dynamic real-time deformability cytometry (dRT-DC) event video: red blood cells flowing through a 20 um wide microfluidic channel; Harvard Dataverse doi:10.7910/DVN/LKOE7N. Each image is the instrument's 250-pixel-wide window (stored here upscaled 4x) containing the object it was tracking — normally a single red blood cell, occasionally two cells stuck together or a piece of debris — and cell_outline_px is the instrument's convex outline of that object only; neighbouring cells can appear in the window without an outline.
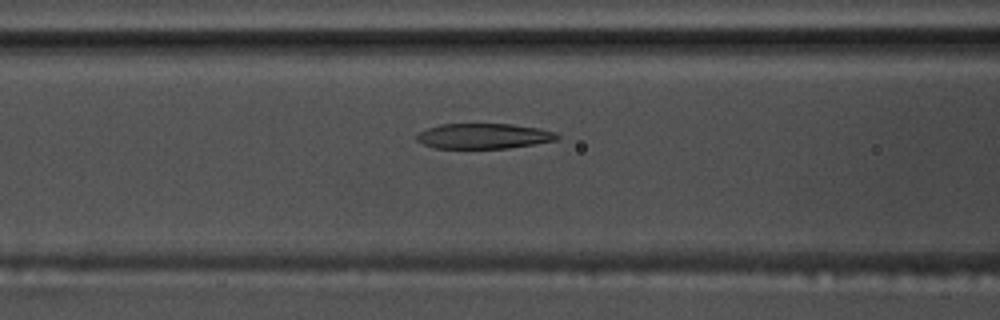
{"species": "common noctule bat (a hibernating species)", "species_latin": "Nyctalus noctula", "temperature_condition": "warm", "stored_images_in_passage": 56, "camera_frame_rate_fps": 3000, "um_per_image_px": 0.085, "animal": {"sex": "male", "body_mass_g": 17.5, "forearm_length_mm": 52.3}, "frame": {"image": 1, "passage_image": 23, "time_ms": 7.333, "image_size_px": [1000, 320], "cell_outline_px": [[560, 140], [508, 148], [432, 148], [416, 140], [416, 136], [420, 132], [428, 128], [440, 124], [512, 124], [540, 128], [556, 132], [560, 136]], "centroid_in_image_um": [41.16, 11.56], "position_along_channel_um": 125.4, "area_um2": 20.81}}
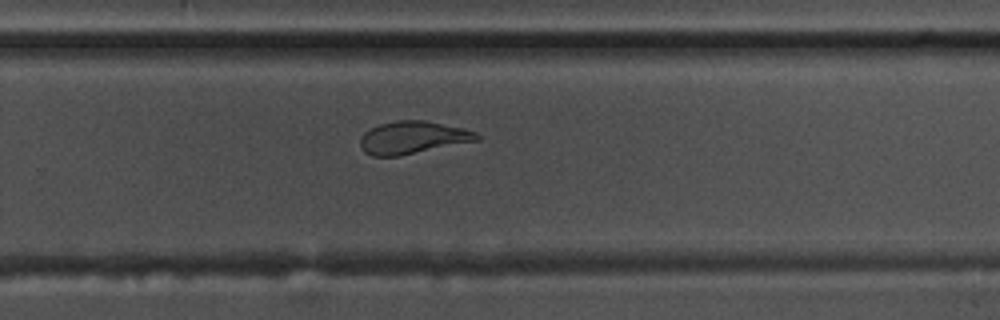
{"frame": {"image": 2, "passage_image": 37, "time_ms": 12.0, "image_size_px": [1000, 320], "cell_outline_px": [[480, 140], [400, 156], [372, 156], [364, 152], [360, 144], [360, 136], [364, 132], [380, 124], [396, 120], [424, 120], [464, 128], [476, 132], [480, 136]], "centroid_in_image_um": [35.09, 11.69], "position_along_channel_um": 294.7, "area_um2": 22.25}}
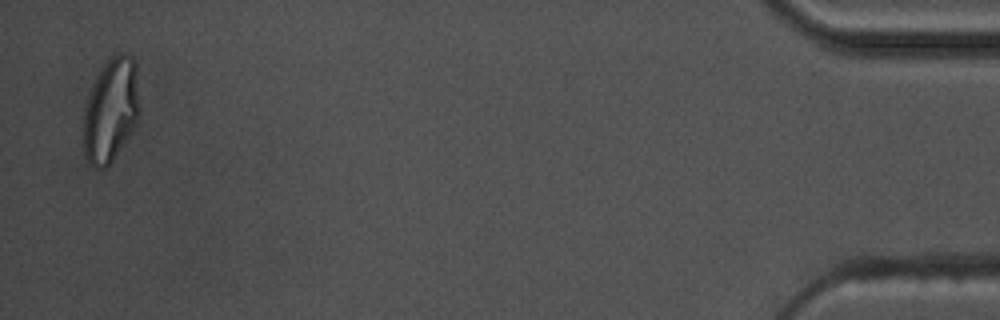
{"frame": {"image": 3, "passage_image": 55, "time_ms": 18.0, "image_size_px": [1000, 320], "cell_outline_px": [[140, 116], [136, 124], [112, 160], [104, 168], [92, 168], [88, 164], [84, 152], [84, 108], [92, 88], [104, 64], [112, 56], [120, 52], [132, 56], [136, 64], [140, 104]], "centroid_in_image_um": [9.45, 9.36], "position_along_channel_um": 425.8, "area_um2": 33.81}, "authors_computed_cell_mechanics": {"area_um2": 23.8136, "velocity_mm_per_s": 3.6444, "shape_relaxation_time_tau1_ms": 8.3209, "shape_relaxation_time_tau2_ms": 1.3926, "deformation_change_tau1": 0.2865, "deformation_change_tau2": 0.0958}}